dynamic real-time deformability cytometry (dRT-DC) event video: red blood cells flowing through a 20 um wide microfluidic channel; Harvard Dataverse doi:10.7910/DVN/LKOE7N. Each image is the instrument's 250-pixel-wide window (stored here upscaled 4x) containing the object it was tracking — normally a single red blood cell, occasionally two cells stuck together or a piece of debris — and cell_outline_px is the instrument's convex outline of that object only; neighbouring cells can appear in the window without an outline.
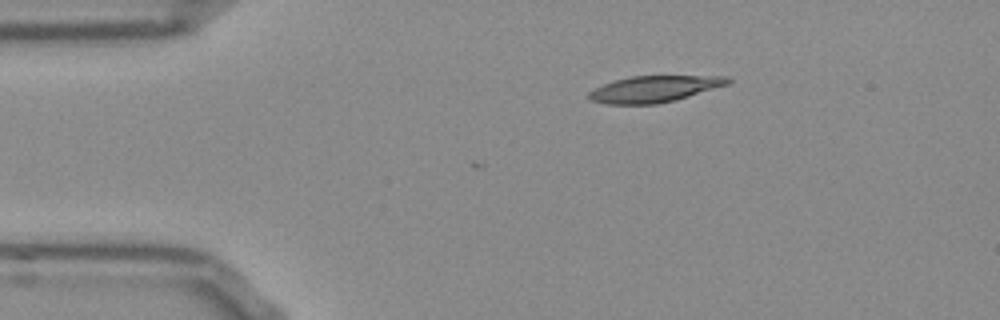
{"species": "Egyptian fruit bat (a non-hibernating species)", "species_latin": "Rousettus aegyptiacus", "temperature_condition": "room temperature", "stored_images_in_passage": 3, "camera_frame_rate_fps": 3000, "um_per_image_px": 0.085, "frame": {"image": 1, "passage_image": 1, "time_ms": 0.0, "image_size_px": [1000, 320], "cell_outline_px": [[732, 80], [728, 84], [688, 96], [656, 104], [608, 104], [588, 100], [588, 92], [604, 84], [616, 80], [632, 76], [728, 76]], "centroid_in_image_um": [55.59, 7.56], "position_along_channel_um": 29.4, "area_um2": 21.04}}